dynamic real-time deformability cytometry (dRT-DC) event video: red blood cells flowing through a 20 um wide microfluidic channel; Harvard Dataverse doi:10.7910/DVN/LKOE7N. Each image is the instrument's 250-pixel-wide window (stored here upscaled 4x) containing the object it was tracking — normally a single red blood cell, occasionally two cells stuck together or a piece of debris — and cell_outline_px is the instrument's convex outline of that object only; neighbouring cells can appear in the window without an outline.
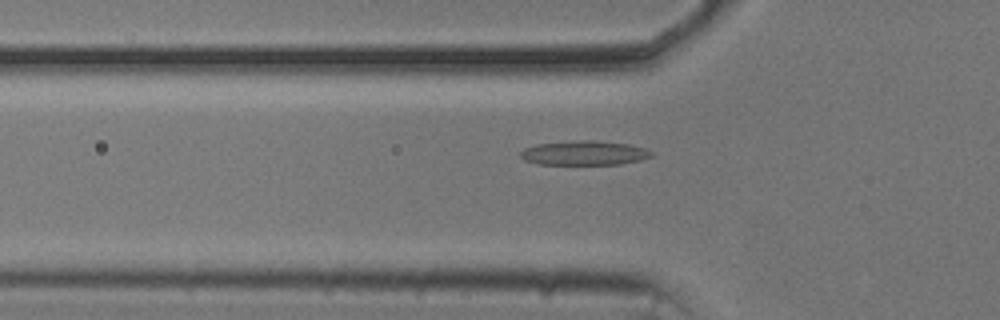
{"species": "common noctule bat (a hibernating species)", "species_latin": "Nyctalus noctula", "temperature_condition": "cold", "stored_images_in_passage": 47, "camera_frame_rate_fps": 3000, "um_per_image_px": 0.085, "animal": {"sex": "male", "body_mass_g": 20.5, "forearm_length_mm": 52.5}, "frame": {"image": 1, "passage_image": 11, "time_ms": 3.333, "image_size_px": [1000, 320], "cell_outline_px": [[656, 152], [652, 156], [640, 160], [620, 164], [536, 164], [524, 160], [520, 156], [520, 152], [524, 148], [536, 144], [580, 140], [596, 140], [628, 144], [644, 148]], "centroid_in_image_um": [49.67, 13.0], "position_along_channel_um": 76.1, "area_um2": 18.67}}
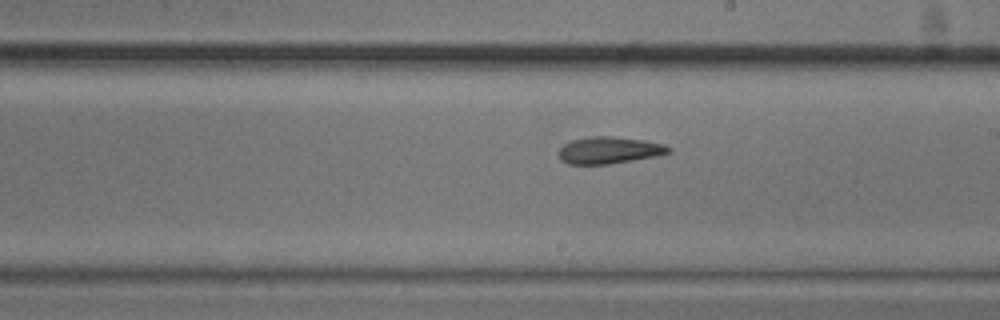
{"frame": {"image": 2, "passage_image": 24, "time_ms": 7.667, "image_size_px": [1000, 320], "cell_outline_px": [[672, 152], [656, 156], [608, 164], [568, 164], [560, 160], [560, 148], [564, 144], [572, 140], [592, 136], [612, 136], [644, 140], [664, 144], [672, 148]], "centroid_in_image_um": [51.8, 12.76], "position_along_channel_um": 237.2, "area_um2": 17.17}}
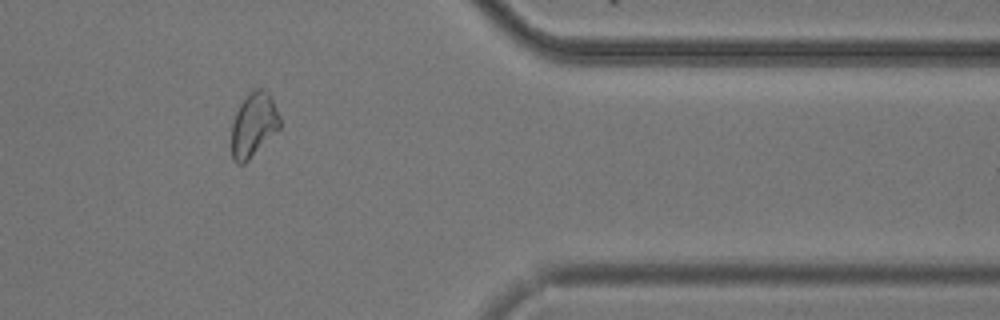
{"frame": {"image": 3, "passage_image": 38, "time_ms": 12.333, "image_size_px": [1000, 320], "cell_outline_px": [[280, 128], [244, 164], [236, 164], [232, 160], [232, 124], [236, 112], [240, 104], [248, 92], [256, 88], [264, 88], [268, 92], [280, 116]], "centroid_in_image_um": [21.55, 10.6], "position_along_channel_um": 389.9, "area_um2": 18.03}, "authors_computed_cell_mechanics": {"area_um2": 18.0336, "velocity_mm_per_s": 3.6902, "shape_relaxation_time_tau1_ms": 6.2622, "shape_relaxation_time_tau2_ms": 9.4408, "deformation_change_tau1": 0.1871, "deformation_change_tau2": 0.1791}}